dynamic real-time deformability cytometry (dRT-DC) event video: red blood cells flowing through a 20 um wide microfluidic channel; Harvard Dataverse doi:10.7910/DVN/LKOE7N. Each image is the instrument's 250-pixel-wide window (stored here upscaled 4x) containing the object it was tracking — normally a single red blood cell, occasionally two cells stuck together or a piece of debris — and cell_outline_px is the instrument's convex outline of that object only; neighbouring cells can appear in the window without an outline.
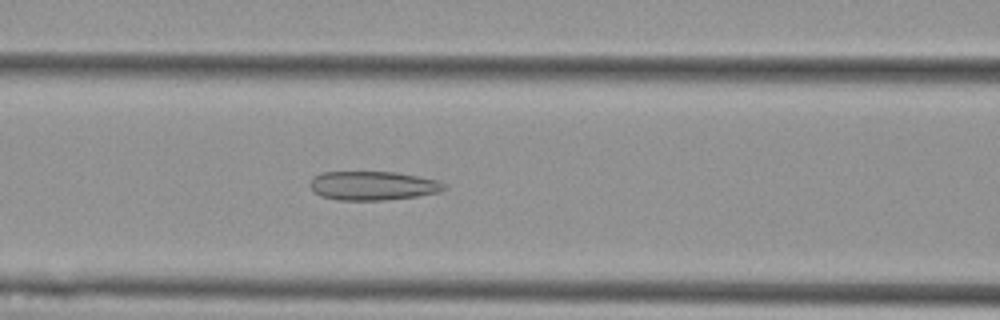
{"species": "Egyptian fruit bat (a non-hibernating species)", "species_latin": "Rousettus aegyptiacus", "temperature_condition": "cold", "stored_images_in_passage": 38, "camera_frame_rate_fps": 3000, "um_per_image_px": 0.085, "animal": {"sex": "female"}, "frame": {"image": 1, "passage_image": 6, "time_ms": 1.667, "image_size_px": [1000, 320], "cell_outline_px": [[448, 188], [440, 192], [416, 196], [384, 200], [340, 200], [320, 196], [308, 184], [312, 176], [320, 172], [396, 172], [436, 180], [448, 184]], "centroid_in_image_um": [31.69, 15.78], "position_along_channel_um": 134.9, "area_um2": 22.72}}
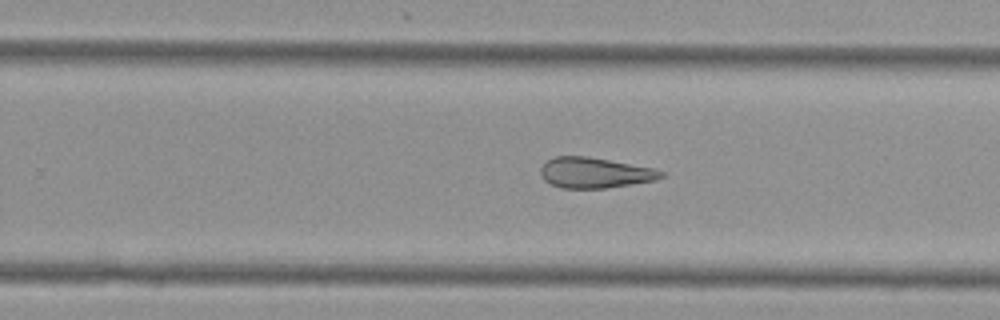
{"frame": {"image": 2, "passage_image": 18, "time_ms": 5.667, "image_size_px": [1000, 320], "cell_outline_px": [[668, 172], [664, 176], [656, 180], [632, 184], [604, 188], [560, 188], [544, 180], [540, 172], [540, 168], [552, 156], [588, 156], [656, 168]], "centroid_in_image_um": [50.61, 14.67], "position_along_channel_um": 279.2, "area_um2": 21.68}}
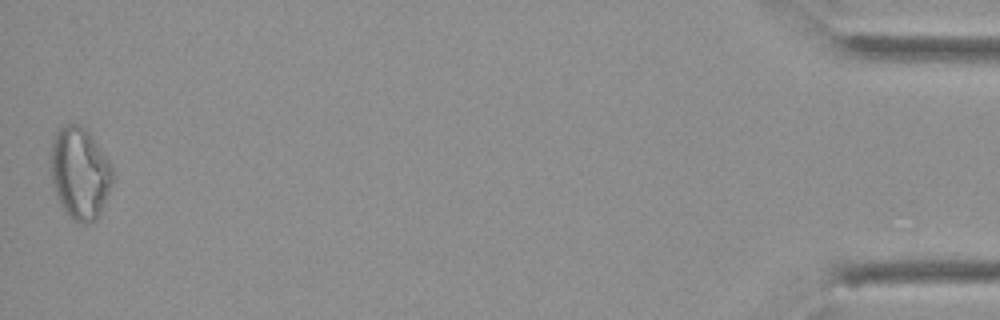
{"frame": {"image": 3, "passage_image": 38, "time_ms": 12.333, "image_size_px": [1000, 320], "cell_outline_px": [[112, 180], [108, 192], [100, 212], [88, 224], [84, 224], [72, 220], [64, 212], [60, 204], [52, 180], [52, 140], [56, 132], [64, 124], [80, 124], [88, 132], [112, 164]], "centroid_in_image_um": [6.78, 14.71], "position_along_channel_um": 428.4, "area_um2": 32.54}}